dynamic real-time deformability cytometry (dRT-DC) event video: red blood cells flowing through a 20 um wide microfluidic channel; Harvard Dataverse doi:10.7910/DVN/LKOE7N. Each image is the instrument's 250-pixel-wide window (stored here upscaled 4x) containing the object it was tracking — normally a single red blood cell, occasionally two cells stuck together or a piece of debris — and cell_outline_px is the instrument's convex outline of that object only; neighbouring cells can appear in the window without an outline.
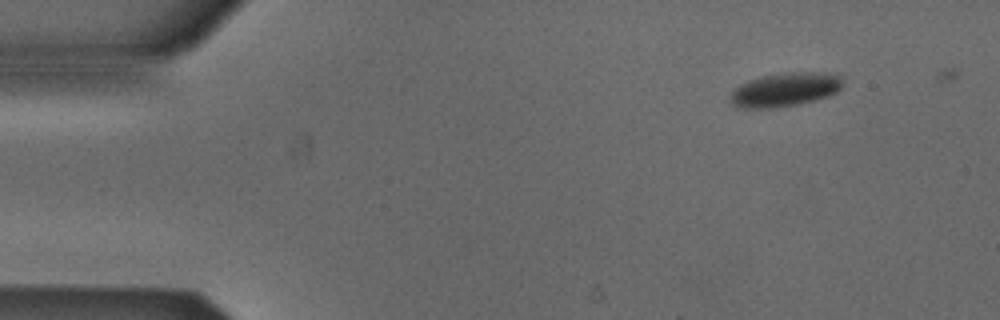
{"species": "Egyptian fruit bat (a non-hibernating species)", "species_latin": "Rousettus aegyptiacus", "temperature_condition": "cold", "stored_images_in_passage": 39, "camera_frame_rate_fps": 3000, "um_per_image_px": 0.085, "animal": {"sex": "male"}, "frame": {"image": 1, "passage_image": 1, "time_ms": 0.0, "image_size_px": [1000, 320], "cell_outline_px": [[840, 88], [836, 92], [828, 96], [796, 104], [772, 108], [736, 108], [732, 104], [732, 92], [740, 84], [748, 80], [764, 76], [792, 72], [816, 72], [840, 76]], "centroid_in_image_um": [66.68, 7.63], "position_along_channel_um": 18.3, "area_um2": 21.56}}
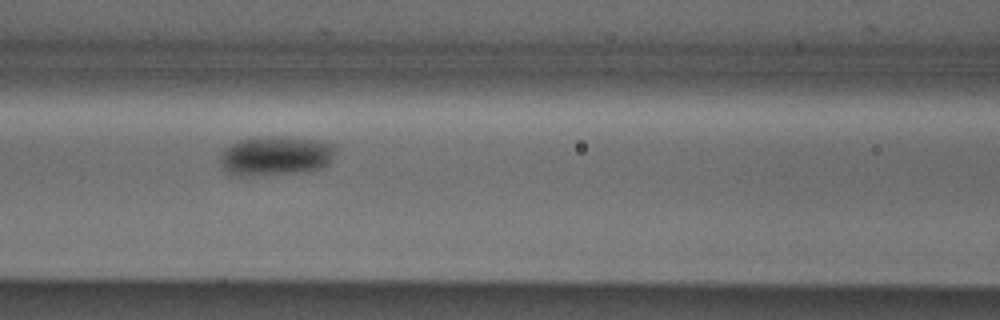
{"frame": {"image": 2, "passage_image": 18, "time_ms": 5.667, "image_size_px": [1000, 320], "cell_outline_px": [[336, 144], [332, 156], [328, 164], [324, 168], [304, 172], [252, 176], [236, 176], [228, 172], [220, 164], [220, 156], [224, 148], [236, 140], [256, 136], [288, 136]], "centroid_in_image_um": [23.39, 13.24], "position_along_channel_um": 143.2, "area_um2": 26.99}}
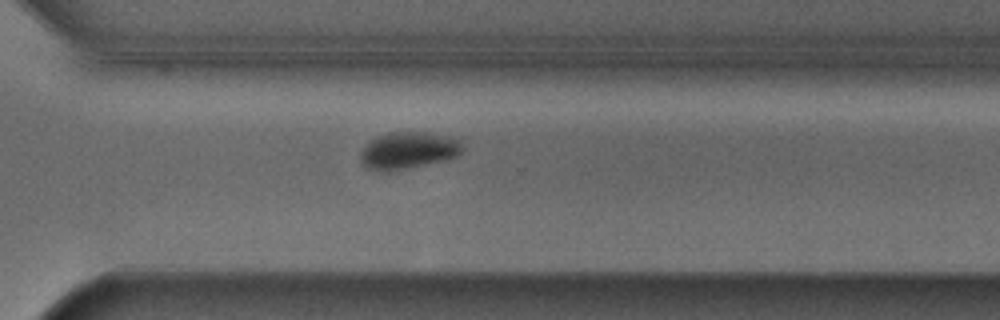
{"frame": {"image": 3, "passage_image": 33, "time_ms": 10.667, "image_size_px": [1000, 320], "cell_outline_px": [[464, 148], [456, 156], [448, 160], [384, 172], [368, 168], [360, 160], [360, 156], [364, 148], [372, 140], [388, 132], [428, 132], [460, 136]], "centroid_in_image_um": [34.81, 12.76], "position_along_channel_um": 335.8, "area_um2": 22.14}}